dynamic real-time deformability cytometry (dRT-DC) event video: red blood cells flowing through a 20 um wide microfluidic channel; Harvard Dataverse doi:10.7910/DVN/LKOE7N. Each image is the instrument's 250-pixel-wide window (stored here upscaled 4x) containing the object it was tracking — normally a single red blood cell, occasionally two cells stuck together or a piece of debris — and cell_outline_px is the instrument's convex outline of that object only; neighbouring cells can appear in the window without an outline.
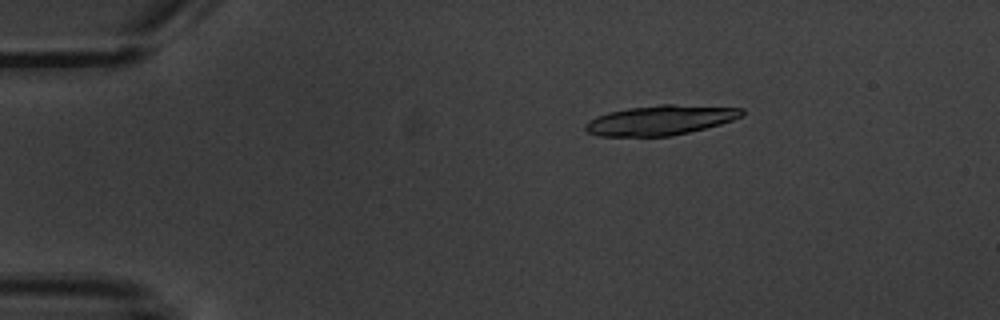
{"species": "common noctule bat (a hibernating species)", "species_latin": "Nyctalus noctula", "temperature_condition": "warm", "stored_images_in_passage": 5, "camera_frame_rate_fps": 3000, "um_per_image_px": 0.085, "animal": {"sex": "male", "body_mass_g": 20.1, "forearm_length_mm": 53.5}, "frame": {"image": 1, "passage_image": 5, "time_ms": 6.333, "image_size_px": [1000, 320], "cell_outline_px": [[744, 116], [720, 124], [688, 132], [668, 136], [600, 136], [588, 132], [584, 128], [584, 124], [588, 120], [596, 116], [608, 112], [628, 108], [660, 104], [672, 104], [744, 108]], "centroid_in_image_um": [56.12, 10.2], "position_along_channel_um": 28.9, "area_um2": 27.17}}